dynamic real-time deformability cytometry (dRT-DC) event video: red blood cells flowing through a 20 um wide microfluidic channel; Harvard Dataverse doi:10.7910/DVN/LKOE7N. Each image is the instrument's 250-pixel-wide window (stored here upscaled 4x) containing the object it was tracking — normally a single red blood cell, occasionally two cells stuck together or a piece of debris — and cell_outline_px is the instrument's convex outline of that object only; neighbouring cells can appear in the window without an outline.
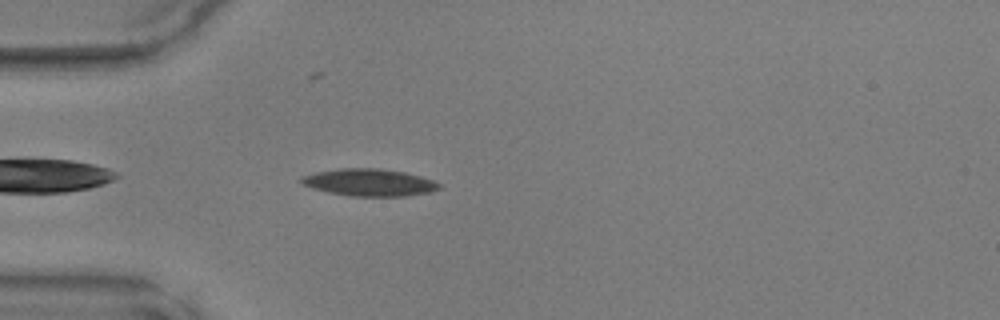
{"species": "common noctule bat (a hibernating species)", "species_latin": "Nyctalus noctula", "temperature_condition": "warm", "stored_images_in_passage": 37, "camera_frame_rate_fps": 3000, "um_per_image_px": 0.085, "animal": {"sex": "male", "body_mass_g": 17.9, "forearm_length_mm": 54.2}, "frame": {"image": 1, "passage_image": 3, "time_ms": 0.667, "image_size_px": [1000, 320], "cell_outline_px": [[440, 188], [428, 192], [404, 196], [348, 196], [328, 192], [312, 188], [304, 184], [300, 180], [300, 176], [316, 172], [340, 168], [380, 168], [404, 172], [420, 176], [432, 180], [440, 184]], "centroid_in_image_um": [31.36, 15.5], "position_along_channel_um": 53.6, "area_um2": 21.73}}
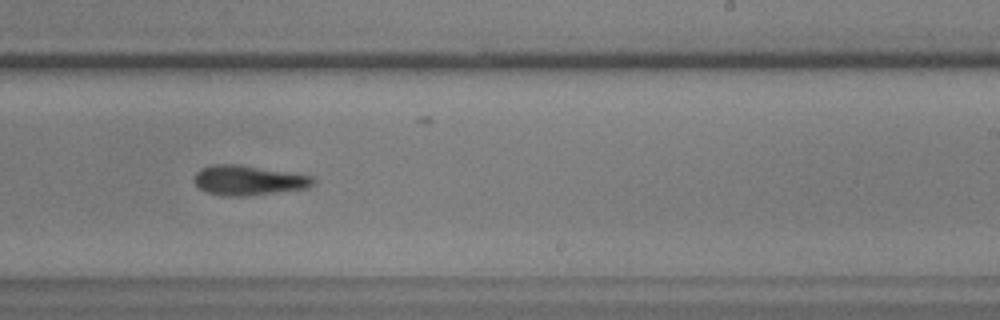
{"frame": {"image": 2, "passage_image": 19, "time_ms": 6.0, "image_size_px": [1000, 320], "cell_outline_px": [[316, 180], [308, 188], [244, 196], [224, 196], [208, 192], [200, 188], [196, 184], [196, 172], [200, 168], [212, 164], [240, 164], [312, 176]], "centroid_in_image_um": [21.11, 15.31], "position_along_channel_um": 267.9, "area_um2": 20.46}}
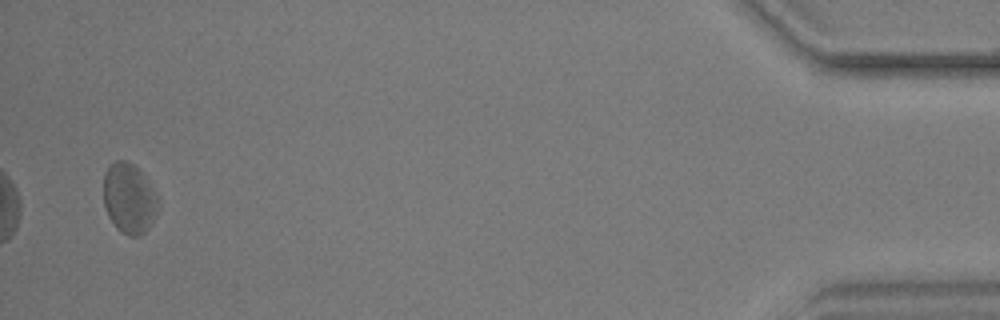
{"frame": {"image": 3, "passage_image": 36, "time_ms": 11.667, "image_size_px": [1000, 320], "cell_outline_px": [[160, 204], [148, 228], [140, 236], [128, 236], [120, 232], [116, 228], [108, 216], [104, 204], [104, 176], [108, 168], [116, 160], [124, 160], [132, 164], [144, 176], [156, 192], [160, 200]], "centroid_in_image_um": [10.99, 16.9], "position_along_channel_um": 424.2, "area_um2": 22.25}}